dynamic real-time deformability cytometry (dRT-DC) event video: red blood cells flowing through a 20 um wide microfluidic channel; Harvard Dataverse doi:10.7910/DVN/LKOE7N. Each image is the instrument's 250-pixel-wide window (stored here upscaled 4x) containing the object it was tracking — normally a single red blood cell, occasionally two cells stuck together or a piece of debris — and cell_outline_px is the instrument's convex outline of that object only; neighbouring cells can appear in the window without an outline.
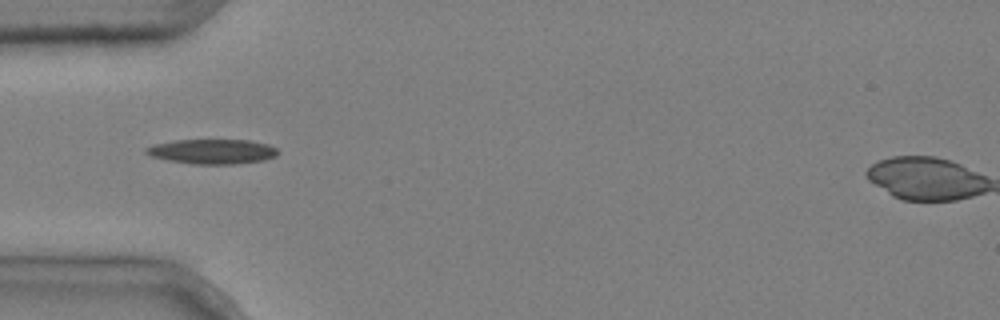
{"species": "common noctule bat (a hibernating species)", "species_latin": "Nyctalus noctula", "temperature_condition": "cold", "stored_images_in_passage": 8, "camera_frame_rate_fps": 3000, "um_per_image_px": 0.085, "animal": {"sex": "male", "body_mass_g": 20.4}, "frame": {"image": 1, "passage_image": 5, "time_ms": 1.333, "image_size_px": [1000, 320], "cell_outline_px": [[280, 152], [276, 156], [264, 160], [236, 164], [192, 164], [168, 160], [152, 156], [144, 152], [144, 148], [156, 144], [176, 140], [248, 140], [268, 144], [276, 148]], "centroid_in_image_um": [18.07, 12.88], "position_along_channel_um": 66.9, "area_um2": 19.02}}